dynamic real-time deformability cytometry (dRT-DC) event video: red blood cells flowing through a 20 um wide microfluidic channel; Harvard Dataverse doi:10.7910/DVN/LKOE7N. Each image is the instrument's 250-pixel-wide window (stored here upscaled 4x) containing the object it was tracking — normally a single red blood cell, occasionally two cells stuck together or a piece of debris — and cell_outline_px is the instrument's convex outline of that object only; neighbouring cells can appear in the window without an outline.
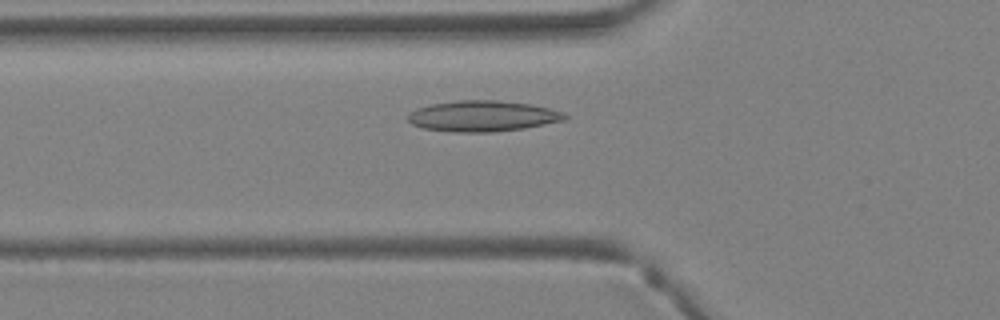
{"species": "Egyptian fruit bat (a non-hibernating species)", "species_latin": "Rousettus aegyptiacus", "temperature_condition": "warm", "stored_images_in_passage": 35, "camera_frame_rate_fps": 3000, "um_per_image_px": 0.085, "animal": {"sex": "female"}, "frame": {"image": 1, "passage_image": 9, "time_ms": 2.667, "image_size_px": [1000, 320], "cell_outline_px": [[568, 116], [564, 120], [524, 128], [496, 132], [452, 132], [424, 128], [412, 124], [408, 120], [408, 112], [416, 108], [432, 104], [456, 100], [496, 100], [532, 104], [564, 112]], "centroid_in_image_um": [41.01, 9.86], "position_along_channel_um": 84.8, "area_um2": 28.26}}
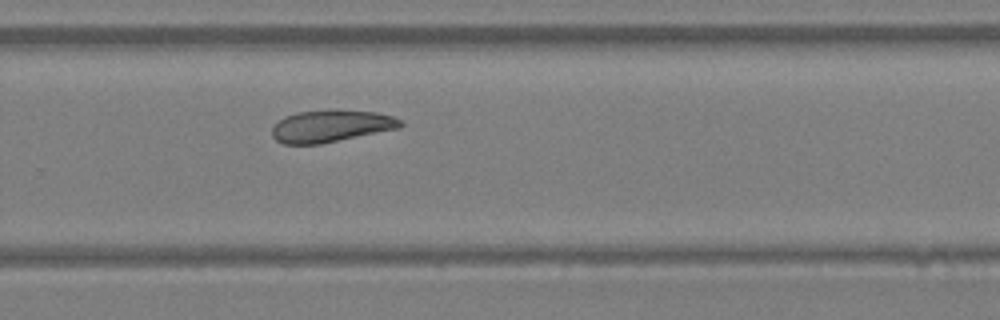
{"frame": {"image": 2, "passage_image": 22, "time_ms": 7.0, "image_size_px": [1000, 320], "cell_outline_px": [[404, 124], [400, 128], [320, 144], [284, 144], [276, 140], [272, 136], [272, 128], [284, 116], [296, 112], [332, 108], [376, 112], [392, 116], [400, 120]], "centroid_in_image_um": [28.13, 10.69], "position_along_channel_um": 301.7, "area_um2": 24.33}}
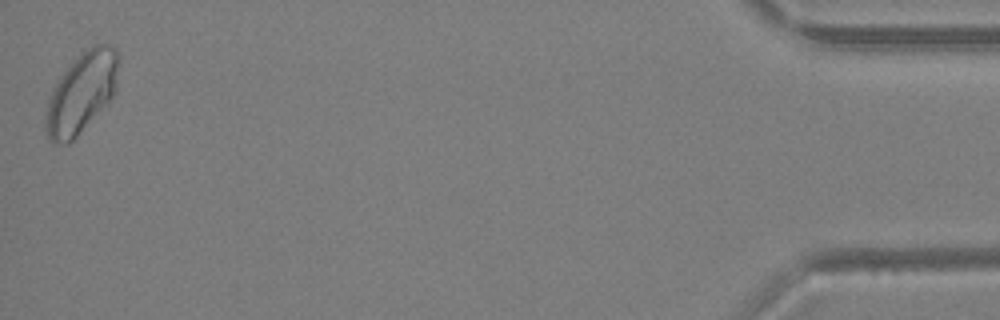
{"frame": {"image": 3, "passage_image": 35, "time_ms": 11.333, "image_size_px": [1000, 320], "cell_outline_px": [[120, 56], [116, 88], [112, 96], [76, 136], [68, 144], [52, 144], [48, 140], [44, 132], [44, 116], [48, 100], [52, 88], [60, 76], [80, 52], [84, 48], [96, 44], [108, 44], [116, 48]], "centroid_in_image_um": [6.89, 7.86], "position_along_channel_um": 428.3, "area_um2": 34.45}}